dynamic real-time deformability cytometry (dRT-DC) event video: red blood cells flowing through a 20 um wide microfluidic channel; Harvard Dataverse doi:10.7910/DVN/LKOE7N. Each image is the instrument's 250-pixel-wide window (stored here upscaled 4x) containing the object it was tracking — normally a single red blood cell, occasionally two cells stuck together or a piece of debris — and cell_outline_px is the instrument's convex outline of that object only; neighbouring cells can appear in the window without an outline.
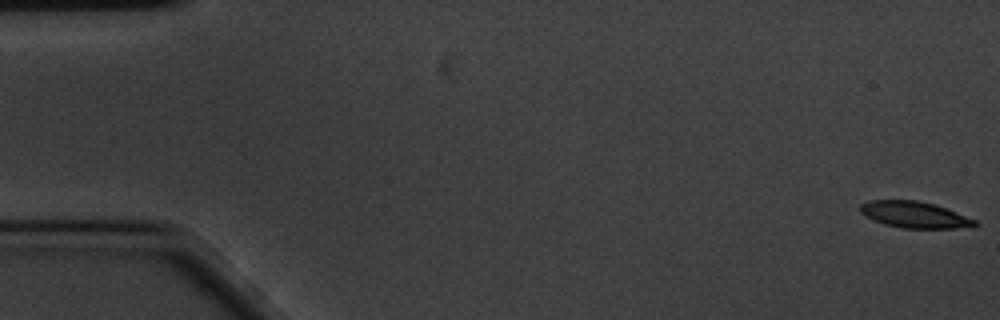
{"species": "common noctule bat (a hibernating species)", "species_latin": "Nyctalus noctula", "temperature_condition": "cold", "stored_images_in_passage": 16, "camera_frame_rate_fps": 3000, "um_per_image_px": 0.085, "animal": {"sex": "male", "body_mass_g": 20.1, "forearm_length_mm": 53.5}, "frame": {"image": 1, "passage_image": 1, "time_ms": 0.0, "image_size_px": [1000, 320], "cell_outline_px": [[976, 224], [972, 228], [900, 228], [884, 224], [872, 220], [864, 216], [860, 212], [860, 204], [868, 200], [916, 200], [936, 204], [976, 220]], "centroid_in_image_um": [77.71, 18.25], "position_along_channel_um": 7.3, "area_um2": 17.8}}
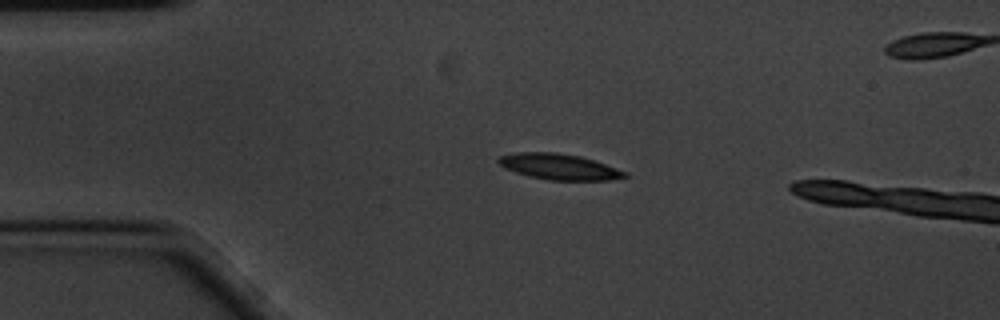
{"frame": {"image": 2, "passage_image": 13, "time_ms": 4.0, "image_size_px": [1000, 320], "cell_outline_px": [[628, 176], [608, 180], [548, 180], [528, 176], [504, 168], [496, 160], [500, 156], [516, 152], [556, 152], [580, 156], [628, 172]], "centroid_in_image_um": [47.49, 14.17], "position_along_channel_um": 37.5, "area_um2": 18.9}}